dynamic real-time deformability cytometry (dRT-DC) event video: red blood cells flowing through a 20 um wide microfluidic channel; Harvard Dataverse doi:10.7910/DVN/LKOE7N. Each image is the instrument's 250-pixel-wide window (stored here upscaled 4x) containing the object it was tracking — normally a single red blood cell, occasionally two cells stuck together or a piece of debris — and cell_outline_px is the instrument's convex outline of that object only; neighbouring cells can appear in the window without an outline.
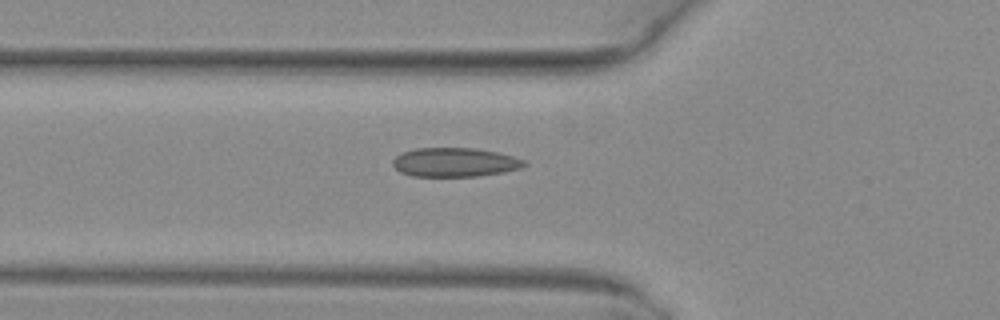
{"species": "common noctule bat (a hibernating species)", "species_latin": "Nyctalus noctula", "temperature_condition": "warm", "stored_images_in_passage": 34, "camera_frame_rate_fps": 3000, "um_per_image_px": 0.085, "animal": {"sex": "female", "body_mass_g": 29.2, "forearm_length_mm": 56.3}, "frame": {"image": 1, "passage_image": 2, "time_ms": 0.333, "image_size_px": [1000, 320], "cell_outline_px": [[528, 164], [524, 168], [504, 172], [476, 176], [412, 176], [400, 172], [392, 164], [392, 160], [396, 156], [404, 152], [416, 148], [476, 148], [496, 152], [512, 156], [524, 160]], "centroid_in_image_um": [38.68, 13.79], "position_along_channel_um": 87.1, "area_um2": 22.25}}
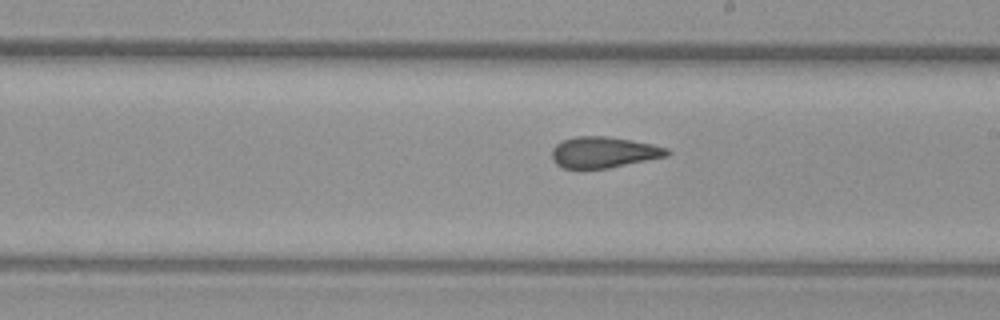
{"frame": {"image": 2, "passage_image": 13, "time_ms": 4.0, "image_size_px": [1000, 320], "cell_outline_px": [[672, 152], [668, 156], [608, 168], [564, 168], [556, 164], [552, 160], [552, 148], [556, 144], [564, 140], [576, 136], [608, 136], [632, 140], [652, 144], [668, 148]], "centroid_in_image_um": [51.33, 12.94], "position_along_channel_um": 237.7, "area_um2": 20.87}}
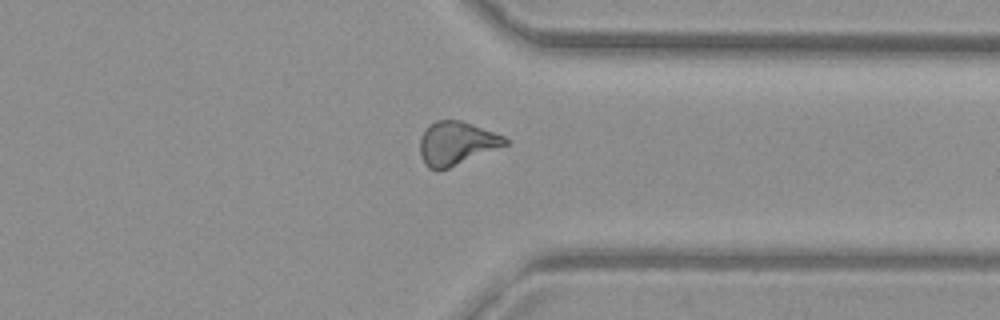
{"frame": {"image": 3, "passage_image": 23, "time_ms": 7.333, "image_size_px": [1000, 320], "cell_outline_px": [[508, 144], [440, 172], [428, 168], [424, 164], [420, 156], [420, 136], [428, 124], [436, 120], [460, 120], [472, 124], [504, 136], [508, 140]], "centroid_in_image_um": [38.75, 12.2], "position_along_channel_um": 372.7, "area_um2": 21.79}, "authors_computed_cell_mechanics": {"area_um2": 21.2704, "velocity_mm_per_s": 4.0937, "shape_relaxation_time_tau1_ms": null, "shape_relaxation_time_tau2_ms": 2.1049, "deformation_change_tau1": null, "deformation_change_tau2": 0.0784}}